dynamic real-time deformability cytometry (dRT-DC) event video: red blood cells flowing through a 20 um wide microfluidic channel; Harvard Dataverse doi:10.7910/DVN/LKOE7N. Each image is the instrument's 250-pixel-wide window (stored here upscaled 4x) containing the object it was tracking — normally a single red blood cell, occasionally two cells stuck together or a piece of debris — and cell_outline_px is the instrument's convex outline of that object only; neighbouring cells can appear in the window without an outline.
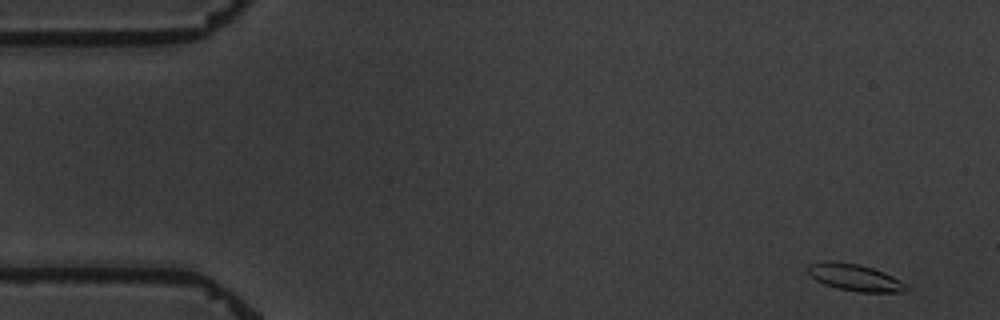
{"species": "common noctule bat (a hibernating species)", "species_latin": "Nyctalus noctula", "temperature_condition": "warm", "stored_images_in_passage": 5, "camera_frame_rate_fps": 3000, "um_per_image_px": 0.085, "animal": {"sex": "male", "body_mass_g": 19.5, "forearm_length_mm": 54.6}, "frame": {"image": 1, "passage_image": 1, "time_ms": 0.0, "image_size_px": [1000, 320], "cell_outline_px": [[908, 288], [904, 292], [860, 292], [836, 288], [824, 284], [816, 280], [808, 272], [808, 264], [860, 264], [884, 272], [908, 284]], "centroid_in_image_um": [72.77, 23.64], "position_along_channel_um": 12.2, "area_um2": 14.68}}